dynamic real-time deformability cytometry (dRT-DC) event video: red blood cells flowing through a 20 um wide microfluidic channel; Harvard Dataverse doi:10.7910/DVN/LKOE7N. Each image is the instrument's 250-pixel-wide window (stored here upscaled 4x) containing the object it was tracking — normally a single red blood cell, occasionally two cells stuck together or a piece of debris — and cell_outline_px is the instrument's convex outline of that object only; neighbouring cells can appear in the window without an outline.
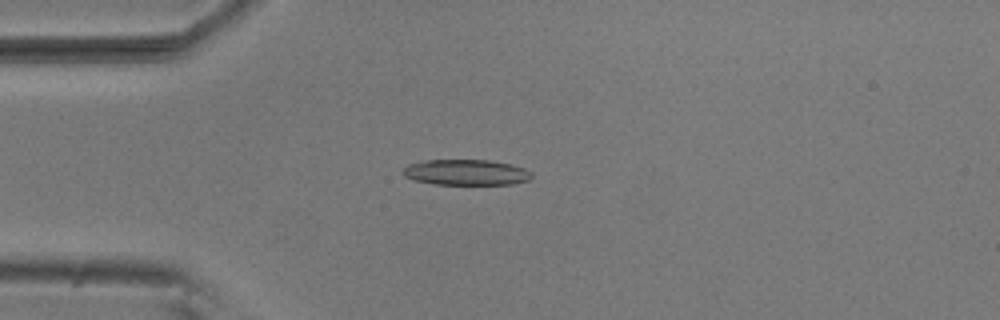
{"species": "common noctule bat (a hibernating species)", "species_latin": "Nyctalus noctula", "temperature_condition": "room temperature", "stored_images_in_passage": 5, "camera_frame_rate_fps": 3000, "um_per_image_px": 0.085, "animal": {"sex": "male", "body_mass_g": 20.5, "forearm_length_mm": 52.5}, "frame": {"image": 1, "passage_image": 5, "time_ms": 1.333, "image_size_px": [1000, 320], "cell_outline_px": [[532, 176], [528, 180], [512, 184], [436, 184], [416, 180], [404, 176], [400, 172], [408, 164], [424, 160], [488, 160], [512, 164], [524, 168], [532, 172]], "centroid_in_image_um": [39.61, 14.64], "position_along_channel_um": 45.4, "area_um2": 19.25}}